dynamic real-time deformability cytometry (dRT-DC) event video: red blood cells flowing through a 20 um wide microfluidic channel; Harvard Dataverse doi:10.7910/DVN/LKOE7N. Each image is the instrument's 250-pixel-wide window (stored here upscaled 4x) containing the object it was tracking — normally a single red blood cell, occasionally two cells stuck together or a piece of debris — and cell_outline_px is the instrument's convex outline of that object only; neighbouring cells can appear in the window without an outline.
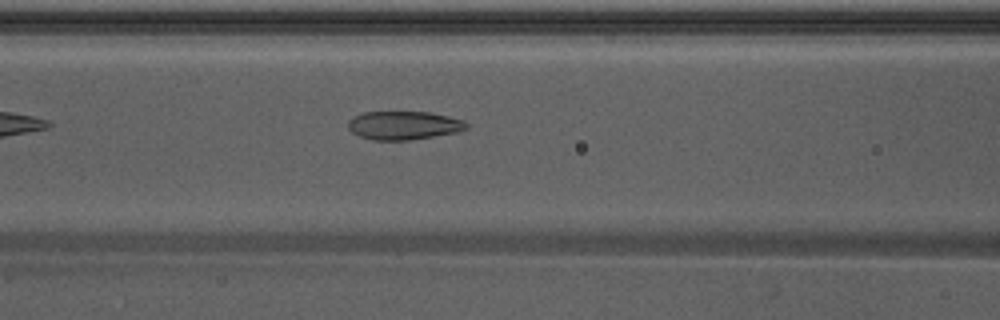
{"species": "Egyptian fruit bat (a non-hibernating species)", "species_latin": "Rousettus aegyptiacus", "temperature_condition": "warm", "stored_images_in_passage": 37, "camera_frame_rate_fps": 3000, "um_per_image_px": 0.085, "animal": {"sex": "male"}, "frame": {"image": 1, "passage_image": 6, "time_ms": 1.667, "image_size_px": [1000, 320], "cell_outline_px": [[468, 128], [456, 132], [408, 140], [372, 140], [360, 136], [352, 132], [348, 128], [348, 120], [352, 116], [364, 112], [428, 112], [448, 116], [464, 120], [468, 124]], "centroid_in_image_um": [34.29, 10.65], "position_along_channel_um": 132.3, "area_um2": 19.59}}
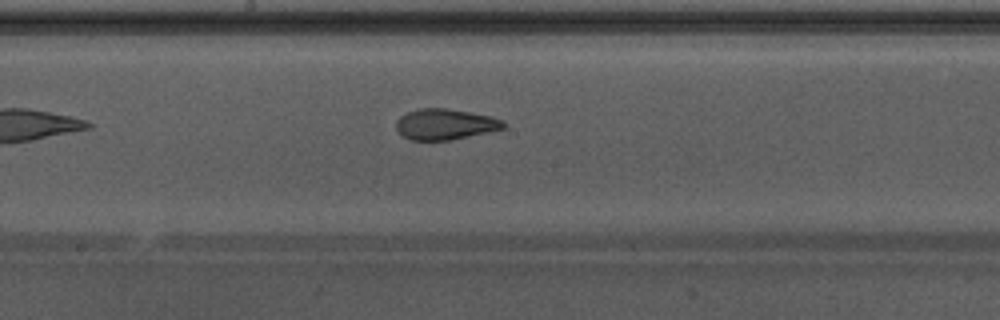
{"frame": {"image": 2, "passage_image": 12, "time_ms": 3.667, "image_size_px": [1000, 320], "cell_outline_px": [[508, 124], [504, 128], [488, 132], [452, 140], [412, 140], [404, 136], [396, 128], [396, 120], [400, 116], [408, 112], [420, 108], [448, 108], [492, 116], [504, 120]], "centroid_in_image_um": [37.88, 10.55], "position_along_channel_um": 210.3, "area_um2": 19.36}}
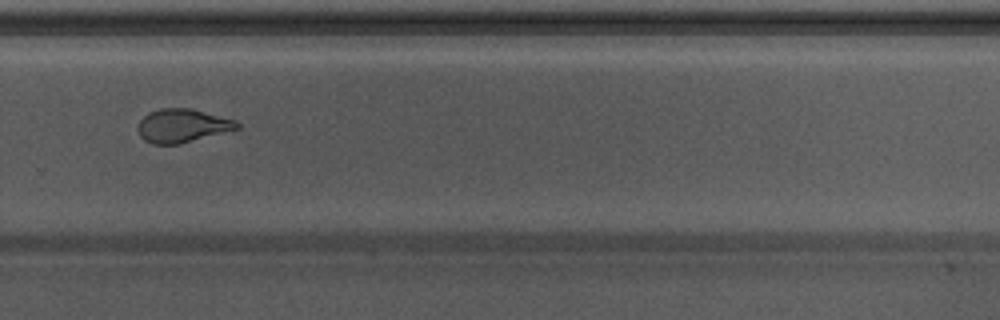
{"frame": {"image": 3, "passage_image": 20, "time_ms": 6.333, "image_size_px": [1000, 320], "cell_outline_px": [[240, 128], [176, 144], [152, 144], [144, 140], [140, 136], [136, 128], [140, 120], [148, 112], [160, 108], [192, 108], [236, 120], [240, 124]], "centroid_in_image_um": [15.46, 10.66], "position_along_channel_um": 314.3, "area_um2": 19.31}, "authors_computed_cell_mechanics": {"area_um2": 20.2878, "velocity_mm_per_s": 3.9086, "shape_relaxation_time_tau1_ms": 6.7796, "shape_relaxation_time_tau2_ms": 1.3827, "deformation_change_tau1": 0.1972, "deformation_change_tau2": 0.0717}}